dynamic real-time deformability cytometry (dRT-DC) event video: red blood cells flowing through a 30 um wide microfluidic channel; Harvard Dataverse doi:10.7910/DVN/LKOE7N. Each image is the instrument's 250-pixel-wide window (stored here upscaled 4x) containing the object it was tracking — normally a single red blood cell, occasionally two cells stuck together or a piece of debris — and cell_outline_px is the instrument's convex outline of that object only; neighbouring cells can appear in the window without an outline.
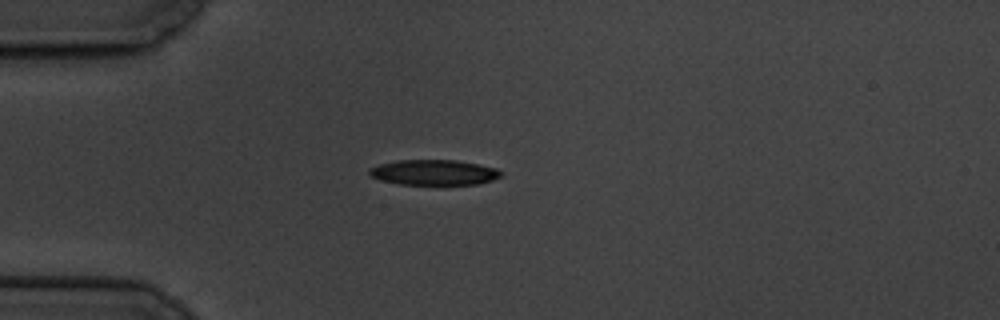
{"species": "common noctule bat (a hibernating species)", "species_latin": "Nyctalus noctula", "temperature_condition": "cold", "stored_images_in_passage": 8, "camera_frame_rate_fps": 3000, "um_per_image_px": 0.085, "animal": {"sex": "male", "body_mass_g": 19.5, "forearm_length_mm": 54.6}, "frame": {"image": 1, "passage_image": 1, "time_ms": 0.0, "image_size_px": [1000, 320], "cell_outline_px": [[504, 176], [480, 184], [400, 184], [380, 180], [372, 176], [368, 172], [368, 168], [380, 164], [396, 160], [456, 160], [496, 168], [504, 172]], "centroid_in_image_um": [36.91, 14.65], "position_along_channel_um": 48.1, "area_um2": 19.48}}
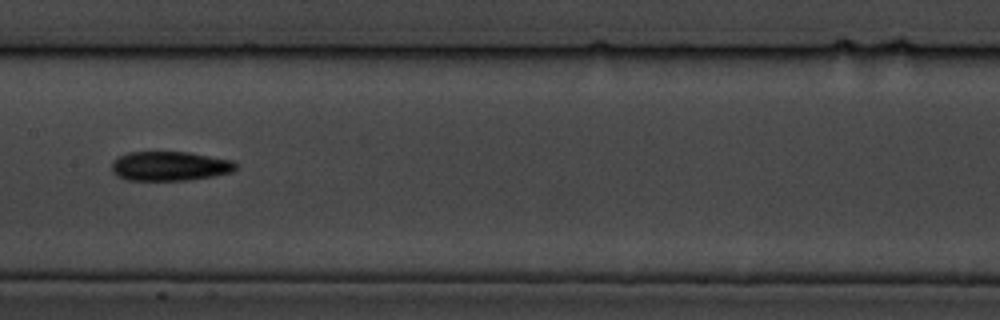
{"frame": {"image": 2, "passage_image": 5, "time_ms": 4.667, "image_size_px": [1000, 320], "cell_outline_px": [[236, 168], [232, 172], [212, 176], [188, 180], [124, 180], [116, 176], [112, 172], [112, 160], [128, 152], [188, 152], [232, 160], [236, 164]], "centroid_in_image_um": [14.39, 14.12], "position_along_channel_um": 193.0, "area_um2": 21.27}}
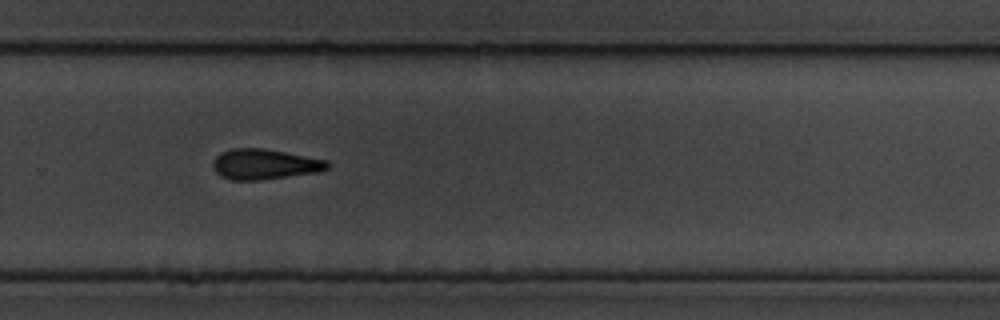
{"frame": {"image": 3, "passage_image": 8, "time_ms": 8.0, "image_size_px": [1000, 320], "cell_outline_px": [[328, 168], [316, 172], [260, 180], [232, 180], [220, 176], [212, 168], [212, 164], [216, 156], [220, 152], [232, 148], [264, 148], [328, 160]], "centroid_in_image_um": [22.44, 13.95], "position_along_channel_um": 307.4, "area_um2": 20.23}}